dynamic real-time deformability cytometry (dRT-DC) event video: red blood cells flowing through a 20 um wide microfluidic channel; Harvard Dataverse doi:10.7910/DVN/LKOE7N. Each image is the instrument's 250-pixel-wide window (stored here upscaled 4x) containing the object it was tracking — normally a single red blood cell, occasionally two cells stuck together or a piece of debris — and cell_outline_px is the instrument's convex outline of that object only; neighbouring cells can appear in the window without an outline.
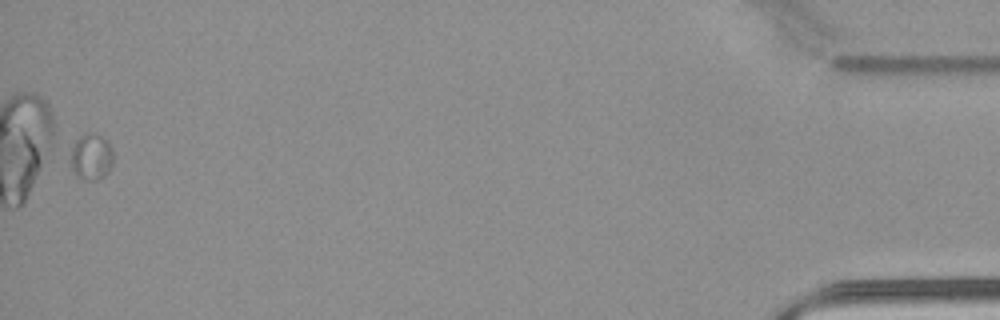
{"species": "common noctule bat (a hibernating species)", "species_latin": "Nyctalus noctula", "temperature_condition": "warm", "stored_images_in_passage": 36, "camera_frame_rate_fps": 3000, "um_per_image_px": 0.085, "animal": {"sex": "male", "body_mass_g": 21.5, "forearm_length_mm": 52.0}, "frame": {"image": 1, "passage_image": 36, "time_ms": 11.667, "image_size_px": [1000, 320], "cell_outline_px": [[112, 164], [108, 172], [104, 176], [96, 180], [88, 180], [80, 176], [72, 168], [72, 148], [76, 140], [80, 136], [88, 132], [100, 136], [108, 140], [112, 148]], "centroid_in_image_um": [7.8, 13.3], "position_along_channel_um": 427.4, "area_um2": 11.16}}